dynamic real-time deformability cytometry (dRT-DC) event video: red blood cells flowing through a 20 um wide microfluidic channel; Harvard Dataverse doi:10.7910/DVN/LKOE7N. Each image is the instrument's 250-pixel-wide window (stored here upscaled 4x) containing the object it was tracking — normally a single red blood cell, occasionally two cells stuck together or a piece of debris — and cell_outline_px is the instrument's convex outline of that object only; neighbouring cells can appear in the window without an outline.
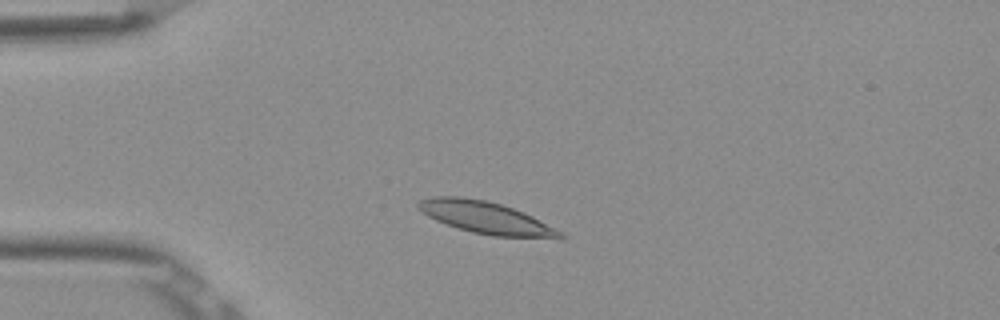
{"species": "Egyptian fruit bat (a non-hibernating species)", "species_latin": "Rousettus aegyptiacus", "temperature_condition": "room temperature", "stored_images_in_passage": 7, "camera_frame_rate_fps": 3000, "um_per_image_px": 0.085, "frame": {"image": 1, "passage_image": 3, "time_ms": 0.667, "image_size_px": [1000, 320], "cell_outline_px": [[568, 236], [564, 240], [560, 240], [492, 236], [472, 232], [436, 220], [428, 216], [416, 204], [420, 200], [432, 196], [460, 196], [484, 200], [500, 204], [524, 212], [532, 216]], "centroid_in_image_um": [41.4, 18.53], "position_along_channel_um": 43.6, "area_um2": 26.59}}
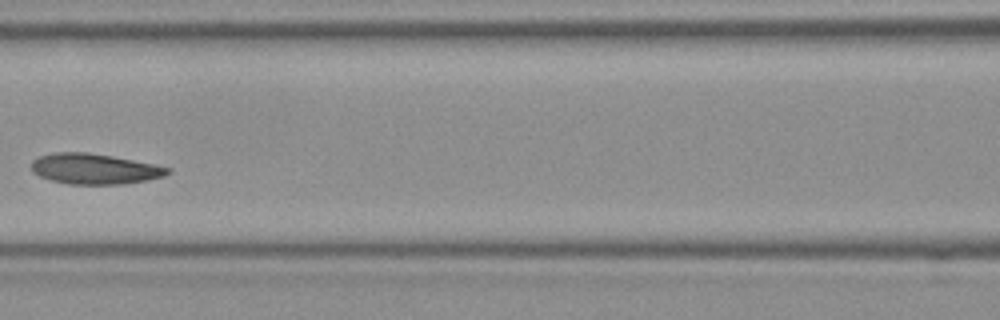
{"frame": {"image": 2, "passage_image": 6, "time_ms": 1.667, "image_size_px": [1000, 320], "cell_outline_px": [[172, 172], [164, 176], [124, 184], [68, 184], [52, 180], [40, 176], [32, 172], [32, 160], [40, 156], [56, 152], [88, 152], [112, 156], [172, 168]], "centroid_in_image_um": [8.03, 14.35], "position_along_channel_um": 158.6, "area_um2": 24.04}}
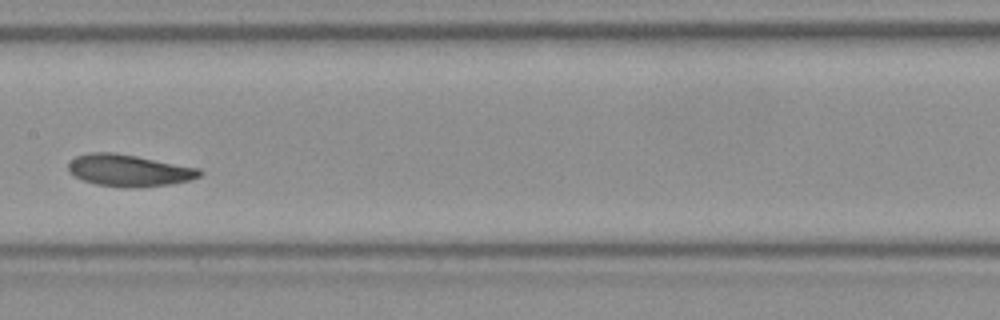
{"frame": {"image": 3, "passage_image": 7, "time_ms": 2.0, "image_size_px": [1000, 320], "cell_outline_px": [[204, 172], [200, 176], [188, 180], [172, 184], [96, 184], [84, 180], [68, 172], [68, 164], [76, 156], [88, 152], [112, 152], [136, 156], [200, 168]], "centroid_in_image_um": [10.96, 14.42], "position_along_channel_um": 196.4, "area_um2": 23.18}}